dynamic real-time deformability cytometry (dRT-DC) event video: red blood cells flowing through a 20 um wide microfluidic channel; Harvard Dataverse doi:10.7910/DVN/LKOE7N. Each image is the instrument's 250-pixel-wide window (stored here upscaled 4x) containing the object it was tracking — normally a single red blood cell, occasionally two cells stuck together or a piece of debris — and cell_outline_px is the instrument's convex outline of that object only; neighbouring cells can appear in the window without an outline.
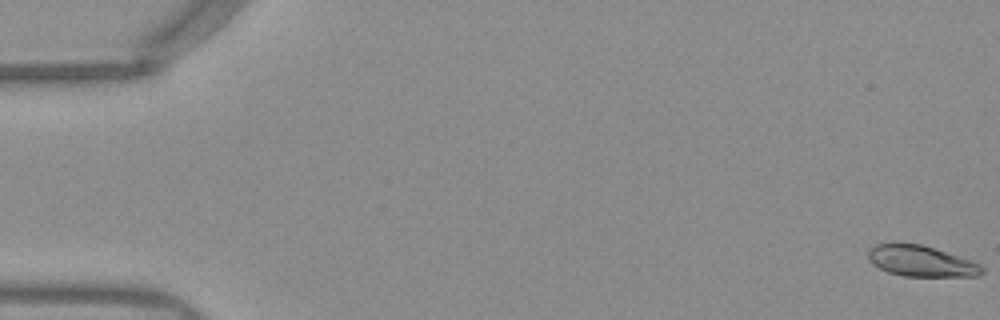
{"species": "Egyptian fruit bat (a non-hibernating species)", "species_latin": "Rousettus aegyptiacus", "temperature_condition": "warm", "stored_images_in_passage": 52, "camera_frame_rate_fps": 3000, "um_per_image_px": 0.085, "frame": {"image": 1, "passage_image": 1, "time_ms": 0.0, "image_size_px": [1000, 320], "cell_outline_px": [[984, 272], [976, 276], [904, 276], [888, 272], [872, 264], [868, 260], [868, 248], [876, 244], [920, 244], [972, 260], [980, 264], [984, 268]], "centroid_in_image_um": [78.29, 22.2], "position_along_channel_um": 6.7, "area_um2": 20.35}}
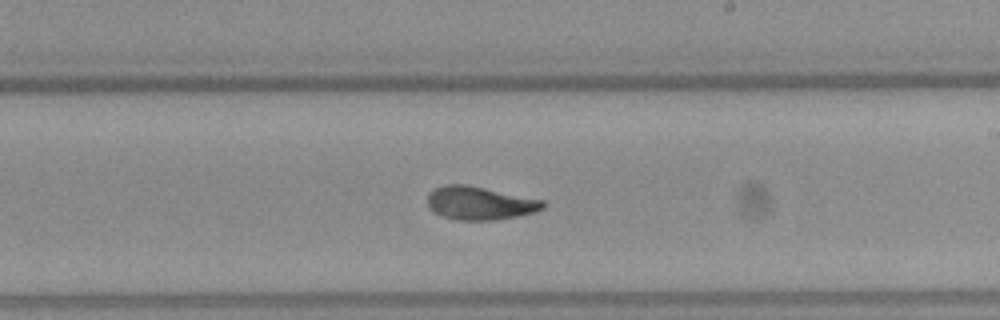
{"frame": {"image": 2, "passage_image": 31, "time_ms": 10.0, "image_size_px": [1000, 320], "cell_outline_px": [[544, 208], [536, 212], [496, 220], [456, 220], [444, 216], [428, 208], [428, 192], [436, 188], [448, 184], [464, 184], [544, 200]], "centroid_in_image_um": [40.78, 17.27], "position_along_channel_um": 248.2, "area_um2": 22.2}}
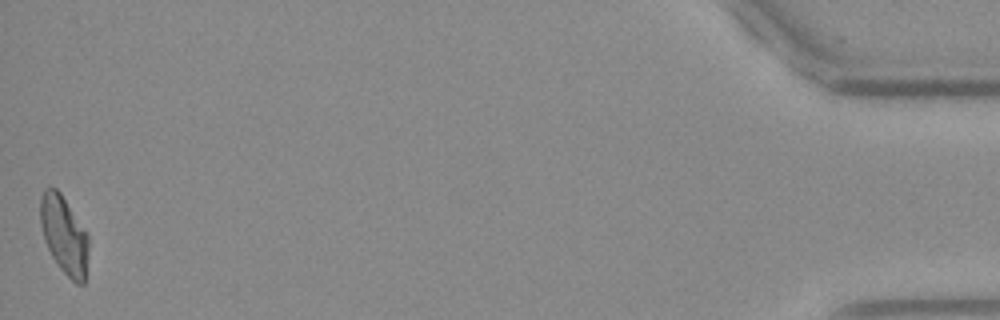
{"frame": {"image": 3, "passage_image": 52, "time_ms": 17.0, "image_size_px": [1000, 320], "cell_outline_px": [[88, 252], [84, 284], [76, 284], [60, 268], [52, 256], [44, 240], [40, 224], [40, 196], [44, 188], [56, 188], [60, 192], [88, 232]], "centroid_in_image_um": [5.45, 19.95], "position_along_channel_um": 429.8, "area_um2": 22.02}, "authors_computed_cell_mechanics": {"area_um2": 22.0507, "velocity_mm_per_s": 3.9491, "shape_relaxation_time_tau1_ms": 7.7038, "shape_relaxation_time_tau2_ms": 1.0315, "deformation_change_tau1": 0.2357, "deformation_change_tau2": 0.0537}}